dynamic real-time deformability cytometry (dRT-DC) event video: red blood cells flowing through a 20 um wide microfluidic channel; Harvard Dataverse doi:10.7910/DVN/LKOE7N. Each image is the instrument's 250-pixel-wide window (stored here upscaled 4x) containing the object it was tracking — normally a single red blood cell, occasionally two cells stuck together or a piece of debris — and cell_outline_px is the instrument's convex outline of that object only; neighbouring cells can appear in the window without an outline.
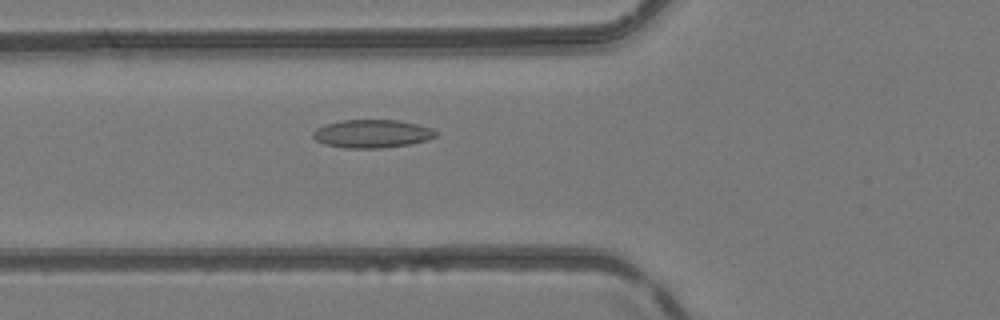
{"species": "common noctule bat (a hibernating species)", "species_latin": "Nyctalus noctula", "temperature_condition": "room temperature", "stored_images_in_passage": 48, "camera_frame_rate_fps": 3000, "um_per_image_px": 0.085, "animal": {"sex": "female", "body_mass_g": 24.6, "forearm_length_mm": 56.2}, "frame": {"image": 1, "passage_image": 17, "time_ms": 5.333, "image_size_px": [1000, 320], "cell_outline_px": [[436, 136], [428, 140], [408, 144], [380, 148], [344, 148], [324, 144], [316, 140], [312, 136], [312, 132], [316, 128], [340, 120], [396, 120], [416, 124], [432, 128], [436, 132]], "centroid_in_image_um": [31.6, 11.37], "position_along_channel_um": 94.2, "area_um2": 20.06}}
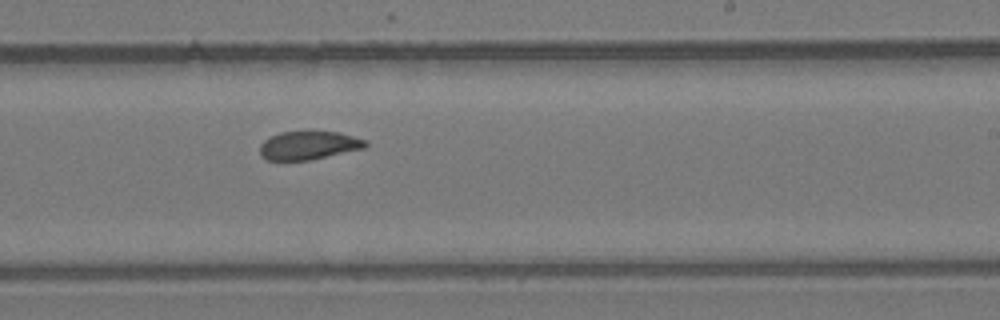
{"frame": {"image": 2, "passage_image": 29, "time_ms": 9.333, "image_size_px": [1000, 320], "cell_outline_px": [[368, 144], [364, 148], [312, 160], [268, 160], [260, 156], [260, 144], [264, 140], [280, 132], [340, 132], [368, 140]], "centroid_in_image_um": [26.26, 12.36], "position_along_channel_um": 262.7, "area_um2": 17.51}}
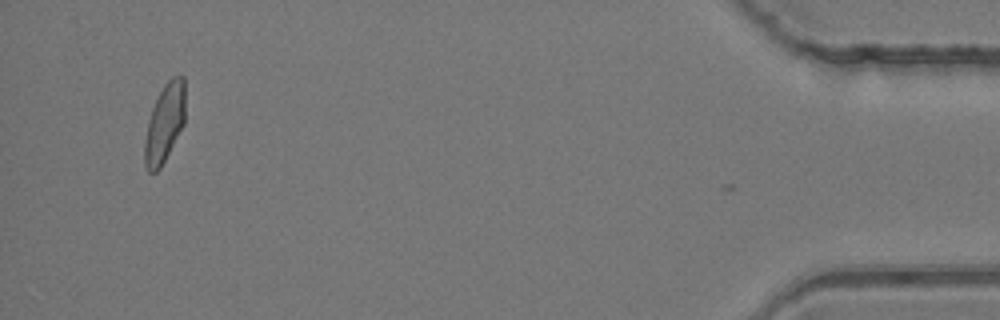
{"frame": {"image": 3, "passage_image": 46, "time_ms": 15.0, "image_size_px": [1000, 320], "cell_outline_px": [[184, 124], [160, 168], [156, 172], [148, 172], [144, 164], [144, 144], [148, 120], [152, 108], [164, 84], [172, 76], [184, 76]], "centroid_in_image_um": [13.98, 10.47], "position_along_channel_um": 421.2, "area_um2": 18.38}, "authors_computed_cell_mechanics": {"area_um2": 19.1029, "velocity_mm_per_s": 4.2074, "shape_relaxation_time_tau1_ms": 7.7598, "shape_relaxation_time_tau2_ms": 2.1396, "deformation_change_tau1": 0.128, "deformation_change_tau2": 0.0696}}